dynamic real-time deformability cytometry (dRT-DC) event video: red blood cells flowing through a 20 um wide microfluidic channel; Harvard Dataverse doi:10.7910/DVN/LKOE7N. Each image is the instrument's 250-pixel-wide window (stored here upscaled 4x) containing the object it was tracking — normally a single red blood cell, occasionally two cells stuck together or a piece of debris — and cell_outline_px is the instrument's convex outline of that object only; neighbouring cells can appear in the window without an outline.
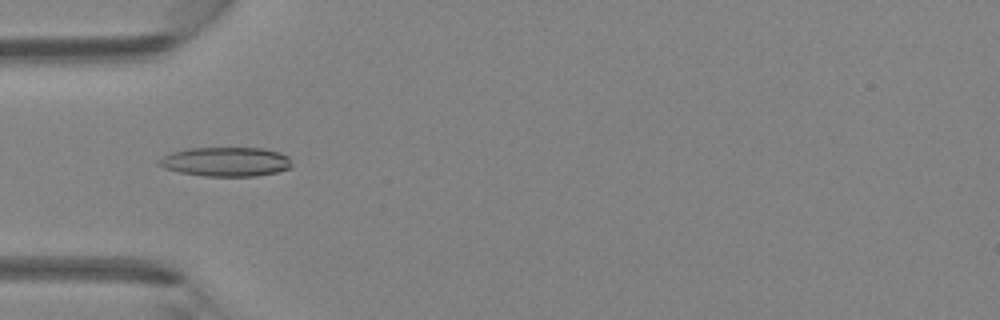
{"species": "Egyptian fruit bat (a non-hibernating species)", "species_latin": "Rousettus aegyptiacus", "temperature_condition": "room temperature", "stored_images_in_passage": 46, "camera_frame_rate_fps": 3000, "um_per_image_px": 0.085, "animal": {"sex": "female"}, "frame": {"image": 1, "passage_image": 15, "time_ms": 4.667, "image_size_px": [1000, 320], "cell_outline_px": [[292, 168], [276, 172], [256, 176], [204, 176], [180, 172], [164, 168], [156, 164], [156, 160], [172, 152], [188, 148], [264, 148], [280, 152], [288, 156], [292, 164]], "centroid_in_image_um": [19.2, 13.74], "position_along_channel_um": 65.8, "area_um2": 22.83}}
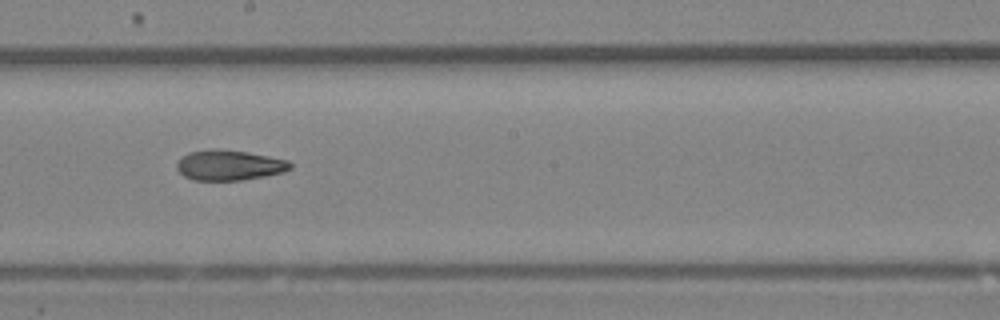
{"frame": {"image": 2, "passage_image": 26, "time_ms": 8.333, "image_size_px": [1000, 320], "cell_outline_px": [[292, 168], [284, 172], [264, 176], [240, 180], [192, 180], [184, 176], [176, 168], [176, 164], [188, 152], [212, 148], [216, 148], [244, 152], [268, 156], [288, 160], [292, 164]], "centroid_in_image_um": [19.48, 14.04], "position_along_channel_um": 228.7, "area_um2": 19.94}}
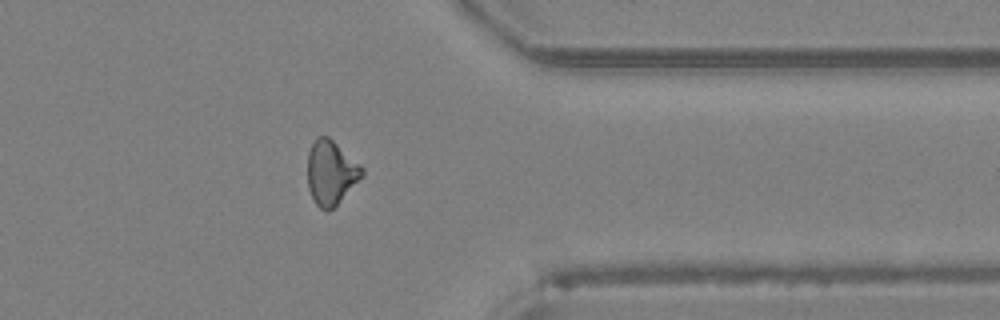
{"frame": {"image": 3, "passage_image": 37, "time_ms": 12.0, "image_size_px": [1000, 320], "cell_outline_px": [[364, 176], [328, 212], [320, 208], [312, 200], [308, 188], [308, 152], [316, 136], [328, 136], [360, 164], [364, 168]], "centroid_in_image_um": [28.13, 14.67], "position_along_channel_um": 383.3, "area_um2": 20.4}}